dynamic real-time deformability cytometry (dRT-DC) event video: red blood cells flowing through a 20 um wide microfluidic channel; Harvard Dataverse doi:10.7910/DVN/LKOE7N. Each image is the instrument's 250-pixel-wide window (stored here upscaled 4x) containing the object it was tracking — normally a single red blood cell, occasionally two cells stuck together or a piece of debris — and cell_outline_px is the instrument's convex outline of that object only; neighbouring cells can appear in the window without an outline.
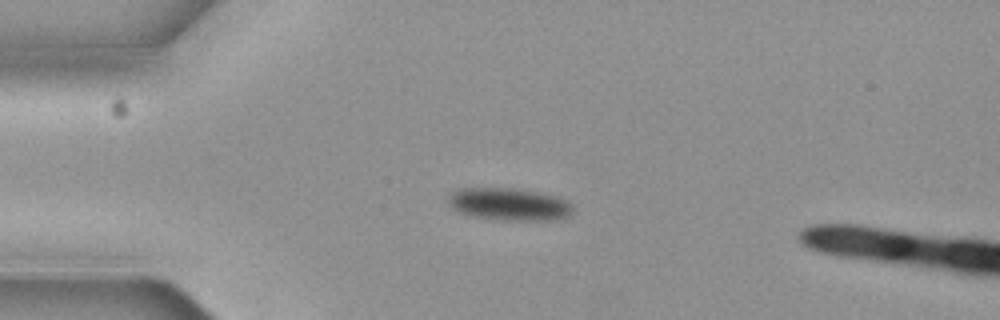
{"species": "common noctule bat (a hibernating species)", "species_latin": "Nyctalus noctula", "temperature_condition": "cold", "stored_images_in_passage": 6, "camera_frame_rate_fps": 3000, "um_per_image_px": 0.085, "animal": {"sex": "female", "body_mass_g": 19.3, "forearm_length_mm": 54.1}, "frame": {"image": 1, "passage_image": 4, "time_ms": 1.0, "image_size_px": [1000, 320], "cell_outline_px": [[572, 212], [568, 216], [552, 220], [500, 220], [468, 216], [456, 212], [448, 204], [448, 196], [456, 188], [512, 188], [536, 192], [556, 196], [572, 204]], "centroid_in_image_um": [43.2, 17.37], "position_along_channel_um": 41.8, "area_um2": 23.76}}